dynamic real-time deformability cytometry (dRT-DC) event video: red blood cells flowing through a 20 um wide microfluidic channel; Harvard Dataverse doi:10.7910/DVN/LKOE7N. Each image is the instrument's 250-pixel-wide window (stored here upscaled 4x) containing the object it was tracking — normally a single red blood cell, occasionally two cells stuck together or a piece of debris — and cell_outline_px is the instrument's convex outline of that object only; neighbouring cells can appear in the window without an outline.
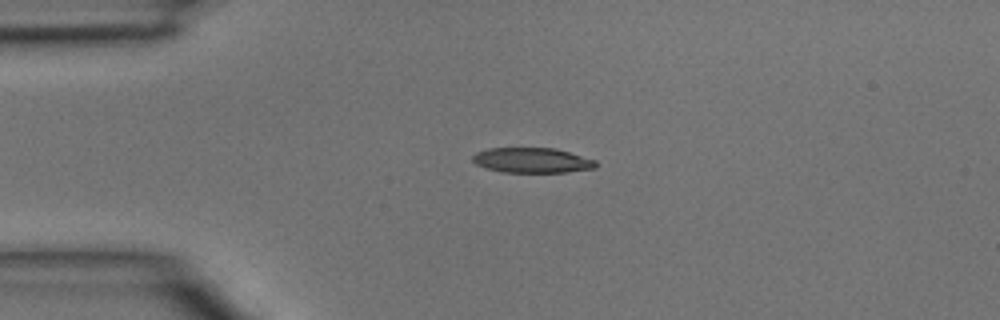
{"species": "common noctule bat (a hibernating species)", "species_latin": "Nyctalus noctula", "temperature_condition": "room temperature", "stored_images_in_passage": 4, "camera_frame_rate_fps": 3000, "um_per_image_px": 0.085, "animal": {"sex": "male", "body_mass_g": 15.6}, "frame": {"image": 1, "passage_image": 3, "time_ms": 0.667, "image_size_px": [1000, 320], "cell_outline_px": [[596, 168], [564, 172], [500, 172], [476, 164], [472, 160], [472, 156], [476, 152], [488, 148], [556, 148], [596, 160]], "centroid_in_image_um": [45.22, 13.62], "position_along_channel_um": 39.8, "area_um2": 17.98}}